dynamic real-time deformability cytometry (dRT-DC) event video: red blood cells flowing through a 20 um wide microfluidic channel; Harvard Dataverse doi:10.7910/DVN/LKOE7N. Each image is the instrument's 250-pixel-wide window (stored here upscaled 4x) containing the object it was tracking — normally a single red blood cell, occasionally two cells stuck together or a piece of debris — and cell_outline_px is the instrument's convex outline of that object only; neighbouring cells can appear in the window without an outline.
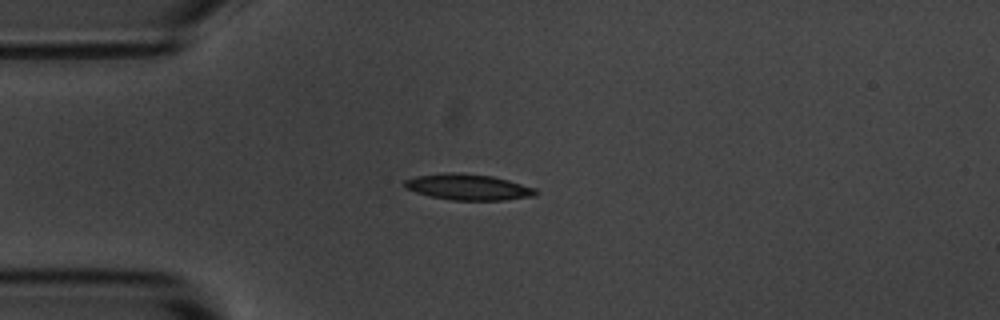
{"species": "common noctule bat (a hibernating species)", "species_latin": "Nyctalus noctula", "temperature_condition": "room temperature", "stored_images_in_passage": 8, "camera_frame_rate_fps": 3000, "um_per_image_px": 0.085, "animal": {"sex": "male", "body_mass_g": 20.1, "forearm_length_mm": 53.5}, "frame": {"image": 1, "passage_image": 3, "time_ms": 3.0, "image_size_px": [1000, 320], "cell_outline_px": [[540, 192], [536, 196], [504, 200], [452, 200], [428, 196], [404, 188], [404, 180], [416, 176], [444, 172], [460, 172], [492, 176], [508, 180], [536, 188]], "centroid_in_image_um": [39.8, 15.9], "position_along_channel_um": 45.2, "area_um2": 20.11}}
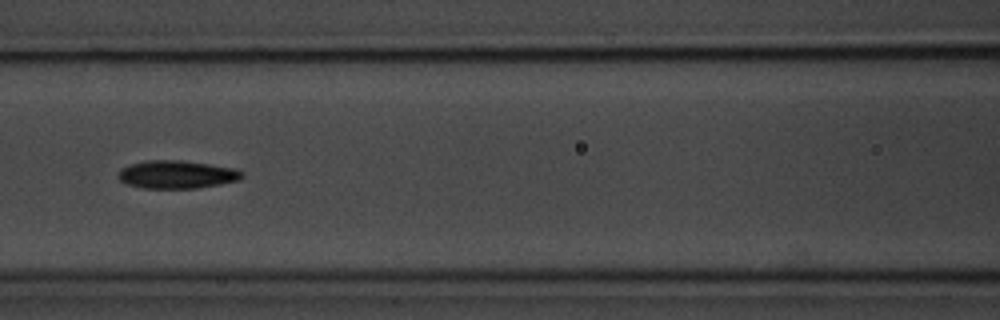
{"frame": {"image": 2, "passage_image": 6, "time_ms": 6.333, "image_size_px": [1000, 320], "cell_outline_px": [[244, 176], [240, 180], [220, 184], [196, 188], [144, 188], [124, 184], [116, 176], [120, 168], [128, 164], [148, 160], [180, 160], [232, 168], [244, 172]], "centroid_in_image_um": [14.97, 14.83], "position_along_channel_um": 151.6, "area_um2": 20.29}}
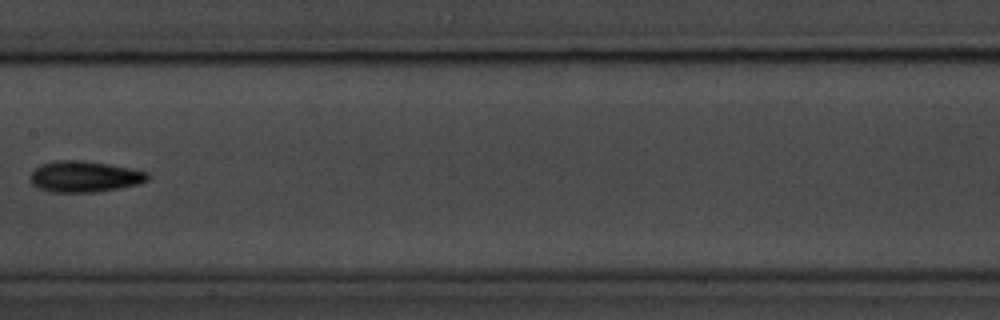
{"frame": {"image": 3, "passage_image": 7, "time_ms": 7.667, "image_size_px": [1000, 320], "cell_outline_px": [[148, 180], [140, 184], [120, 188], [96, 192], [52, 192], [40, 188], [32, 184], [32, 172], [40, 164], [52, 160], [84, 160], [132, 168], [148, 172]], "centroid_in_image_um": [7.22, 15.0], "position_along_channel_um": 200.2, "area_um2": 21.33}}